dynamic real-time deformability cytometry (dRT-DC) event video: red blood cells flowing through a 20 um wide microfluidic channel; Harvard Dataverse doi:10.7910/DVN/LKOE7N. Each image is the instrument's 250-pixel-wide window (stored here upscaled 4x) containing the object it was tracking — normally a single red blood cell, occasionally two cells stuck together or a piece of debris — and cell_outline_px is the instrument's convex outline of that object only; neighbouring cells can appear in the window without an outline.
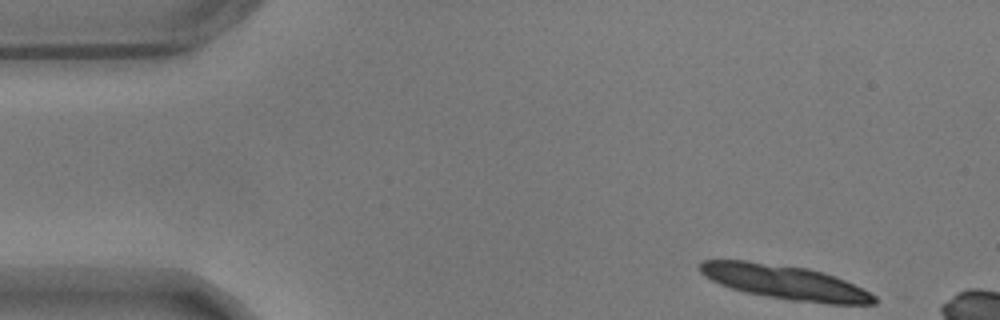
{"species": "common noctule bat (a hibernating species)", "species_latin": "Nyctalus noctula", "temperature_condition": "warm", "stored_images_in_passage": 8, "camera_frame_rate_fps": 3000, "um_per_image_px": 0.085, "animal": {"sex": "male", "body_mass_g": 17.9}, "frame": {"image": 1, "passage_image": 1, "time_ms": 0.0, "image_size_px": [1000, 320], "cell_outline_px": [[876, 304], [828, 304], [788, 300], [744, 292], [720, 284], [704, 276], [700, 272], [700, 264], [704, 260], [744, 260], [808, 268], [824, 272], [836, 276], [876, 296]], "centroid_in_image_um": [66.72, 23.99], "position_along_channel_um": 18.3, "area_um2": 34.62}}